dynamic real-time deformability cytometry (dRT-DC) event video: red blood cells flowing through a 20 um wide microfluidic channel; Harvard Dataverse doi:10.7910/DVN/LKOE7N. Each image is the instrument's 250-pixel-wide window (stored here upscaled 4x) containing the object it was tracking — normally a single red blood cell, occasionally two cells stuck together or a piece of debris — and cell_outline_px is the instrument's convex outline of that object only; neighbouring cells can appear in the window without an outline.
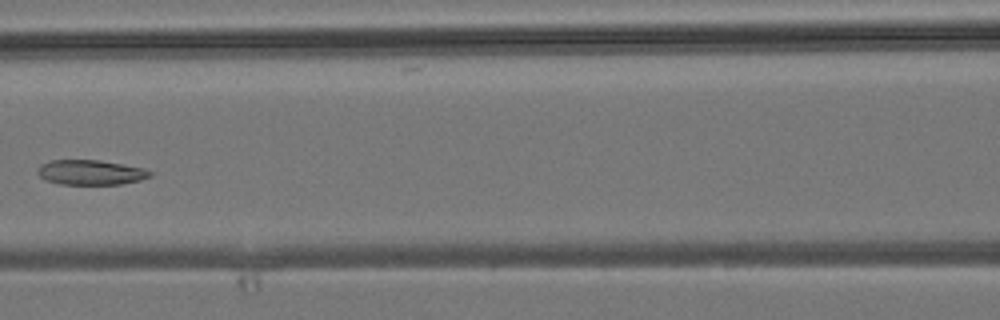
{"species": "common noctule bat (a hibernating species)", "species_latin": "Nyctalus noctula", "temperature_condition": "room temperature", "stored_images_in_passage": 5, "camera_frame_rate_fps": 3000, "um_per_image_px": 0.085, "animal": {"sex": "male", "body_mass_g": 19.2, "forearm_length_mm": 51.8}, "frame": {"image": 1, "passage_image": 5, "time_ms": 4.667, "image_size_px": [1000, 320], "cell_outline_px": [[152, 176], [140, 180], [120, 184], [60, 184], [44, 180], [36, 172], [36, 168], [40, 164], [52, 160], [100, 160], [144, 168], [152, 172]], "centroid_in_image_um": [7.67, 14.65], "position_along_channel_um": 158.9, "area_um2": 16.42}}